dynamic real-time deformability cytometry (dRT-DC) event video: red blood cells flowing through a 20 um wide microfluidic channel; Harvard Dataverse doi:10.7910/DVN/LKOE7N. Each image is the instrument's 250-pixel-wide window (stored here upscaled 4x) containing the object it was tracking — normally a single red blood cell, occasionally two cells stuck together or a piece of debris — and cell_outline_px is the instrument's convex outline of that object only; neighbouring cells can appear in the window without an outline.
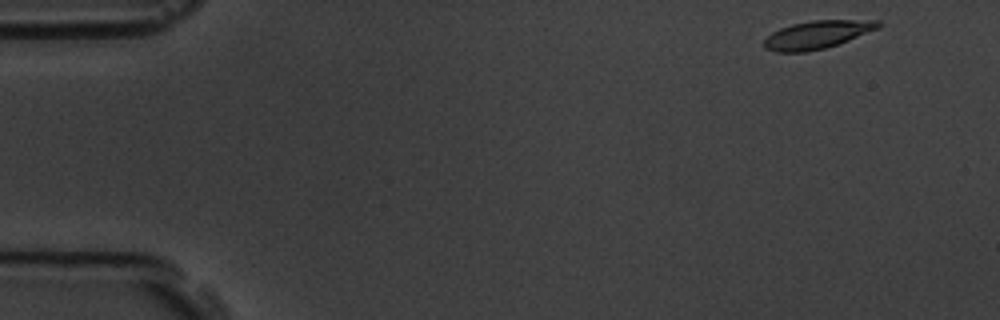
{"species": "common noctule bat (a hibernating species)", "species_latin": "Nyctalus noctula", "temperature_condition": "room temperature", "stored_images_in_passage": 54, "camera_frame_rate_fps": 3000, "um_per_image_px": 0.085, "animal": {"sex": "male", "body_mass_g": 19.5, "forearm_length_mm": 54.6}, "frame": {"image": 1, "passage_image": 1, "time_ms": 0.0, "image_size_px": [1000, 320], "cell_outline_px": [[884, 24], [880, 28], [848, 40], [824, 48], [804, 52], [776, 52], [764, 48], [764, 40], [772, 32], [780, 28], [792, 24], [812, 20], [880, 20]], "centroid_in_image_um": [69.49, 2.93], "position_along_channel_um": 15.5, "area_um2": 18.61}}
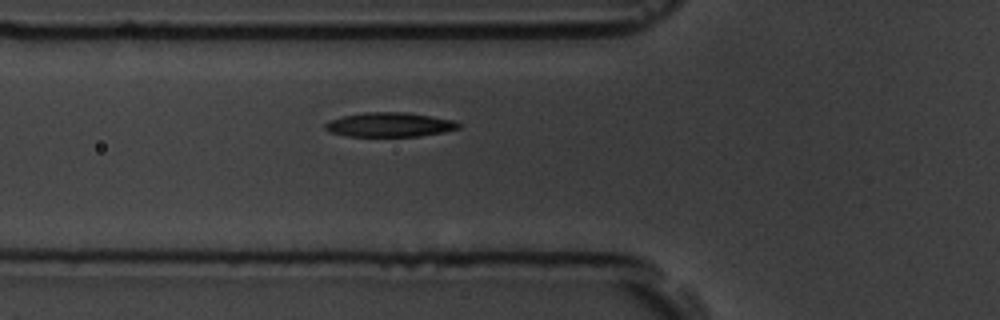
{"frame": {"image": 2, "passage_image": 17, "time_ms": 5.333, "image_size_px": [1000, 320], "cell_outline_px": [[460, 128], [444, 132], [416, 136], [344, 136], [332, 132], [324, 128], [324, 124], [328, 120], [344, 116], [364, 112], [408, 112], [452, 120], [460, 124]], "centroid_in_image_um": [33.09, 10.59], "position_along_channel_um": 92.7, "area_um2": 18.84}}
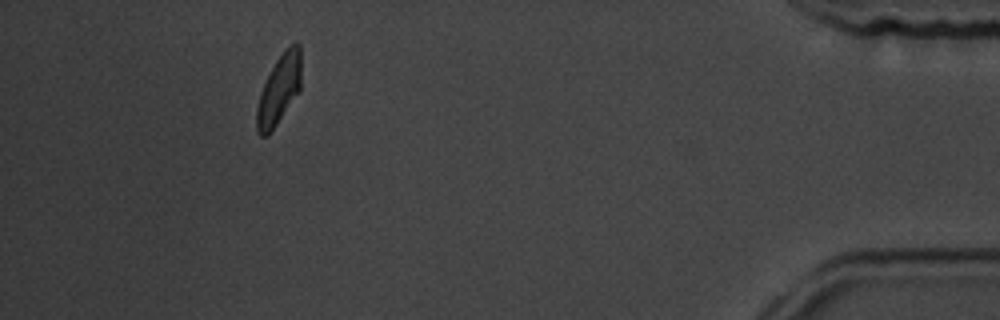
{"frame": {"image": 3, "passage_image": 49, "time_ms": 16.0, "image_size_px": [1000, 320], "cell_outline_px": [[300, 92], [268, 136], [260, 136], [256, 132], [256, 108], [260, 92], [276, 60], [296, 40], [300, 44]], "centroid_in_image_um": [23.71, 7.67], "position_along_channel_um": 411.5, "area_um2": 17.98}, "authors_computed_cell_mechanics": {"area_um2": 18.8428, "velocity_mm_per_s": 3.552, "shape_relaxation_time_tau1_ms": 3.1435, "shape_relaxation_time_tau2_ms": 3.0223, "deformation_change_tau1": 0.1307, "deformation_change_tau2": 0.0732}}